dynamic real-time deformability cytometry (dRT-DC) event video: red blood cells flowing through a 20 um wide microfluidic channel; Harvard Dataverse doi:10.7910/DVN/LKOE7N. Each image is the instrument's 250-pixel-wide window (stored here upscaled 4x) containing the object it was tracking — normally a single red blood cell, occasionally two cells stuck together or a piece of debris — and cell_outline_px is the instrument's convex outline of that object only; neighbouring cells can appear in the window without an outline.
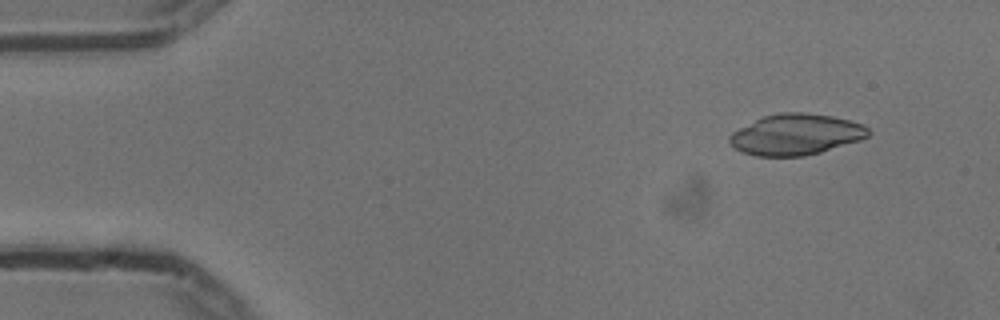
{"species": "common noctule bat (a hibernating species)", "species_latin": "Nyctalus noctula", "temperature_condition": "cold", "stored_images_in_passage": 31, "camera_frame_rate_fps": 3000, "um_per_image_px": 0.085, "animal": {"sex": "male", "body_mass_g": 13.3}, "frame": {"image": 1, "passage_image": 5, "time_ms": 1.333, "image_size_px": [1000, 320], "cell_outline_px": [[872, 132], [868, 136], [860, 140], [820, 152], [804, 156], [756, 156], [744, 152], [736, 148], [728, 140], [728, 136], [732, 132], [764, 116], [780, 112], [804, 112], [832, 116], [864, 124]], "centroid_in_image_um": [67.68, 11.43], "position_along_channel_um": 17.3, "area_um2": 32.95}}